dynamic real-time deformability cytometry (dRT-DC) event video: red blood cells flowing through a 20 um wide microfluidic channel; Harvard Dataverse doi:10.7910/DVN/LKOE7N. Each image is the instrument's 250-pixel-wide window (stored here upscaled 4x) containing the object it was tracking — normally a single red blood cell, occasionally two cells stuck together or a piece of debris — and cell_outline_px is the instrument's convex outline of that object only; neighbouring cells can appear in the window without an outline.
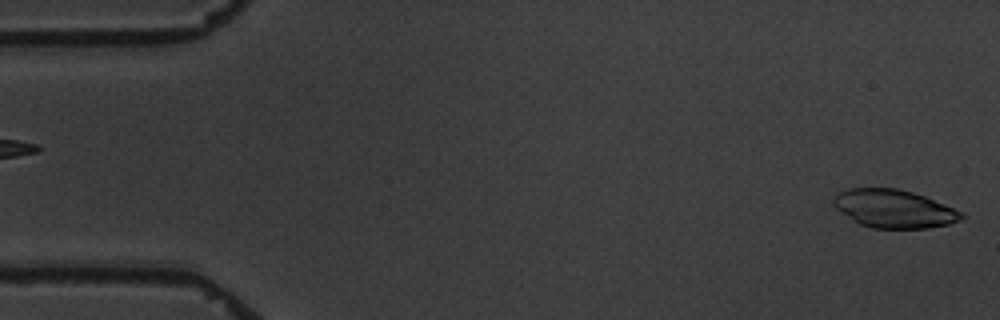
{"species": "common noctule bat (a hibernating species)", "species_latin": "Nyctalus noctula", "temperature_condition": "warm", "stored_images_in_passage": 5, "camera_frame_rate_fps": 3000, "um_per_image_px": 0.085, "animal": {"sex": "male", "body_mass_g": 19.5, "forearm_length_mm": 54.6}, "frame": {"image": 1, "passage_image": 1, "time_ms": 0.0, "image_size_px": [1000, 320], "cell_outline_px": [[968, 216], [960, 220], [948, 224], [928, 228], [872, 228], [860, 224], [852, 220], [840, 212], [832, 204], [832, 200], [840, 192], [848, 188], [896, 188], [912, 192], [924, 196], [964, 212]], "centroid_in_image_um": [76.0, 17.75], "position_along_channel_um": 9.0, "area_um2": 28.5}}